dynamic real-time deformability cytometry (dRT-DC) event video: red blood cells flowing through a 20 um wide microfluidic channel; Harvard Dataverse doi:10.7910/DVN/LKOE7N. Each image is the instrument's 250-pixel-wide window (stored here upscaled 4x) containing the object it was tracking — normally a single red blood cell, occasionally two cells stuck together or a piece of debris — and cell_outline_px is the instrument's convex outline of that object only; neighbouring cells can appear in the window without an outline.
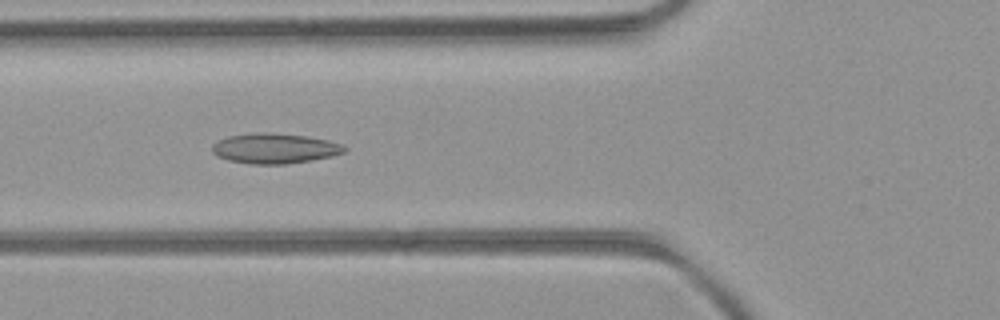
{"species": "common noctule bat (a hibernating species)", "species_latin": "Nyctalus noctula", "temperature_condition": "room temperature", "stored_images_in_passage": 43, "camera_frame_rate_fps": 3000, "um_per_image_px": 0.085, "animal": {"sex": "female", "body_mass_g": 21.9}, "frame": {"image": 1, "passage_image": 13, "time_ms": 4.0, "image_size_px": [1000, 320], "cell_outline_px": [[348, 148], [344, 152], [332, 156], [312, 160], [284, 164], [248, 164], [228, 160], [216, 156], [212, 152], [212, 144], [228, 136], [256, 132], [264, 132], [304, 136], [328, 140], [340, 144]], "centroid_in_image_um": [23.32, 12.62], "position_along_channel_um": 102.5, "area_um2": 23.18}}
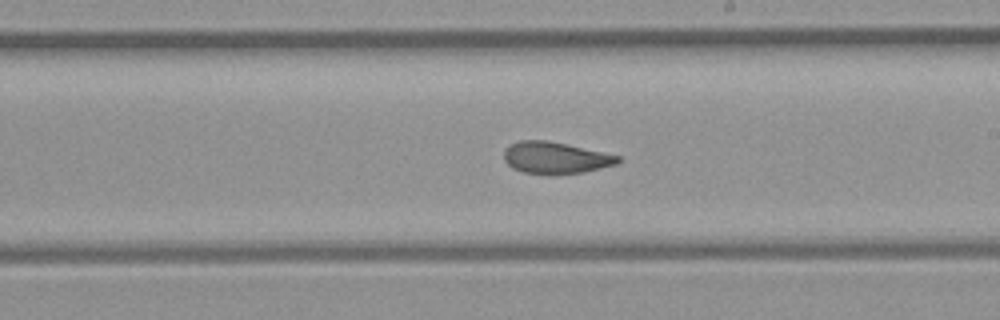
{"frame": {"image": 2, "passage_image": 23, "time_ms": 7.333, "image_size_px": [1000, 320], "cell_outline_px": [[620, 160], [616, 164], [584, 172], [552, 176], [524, 172], [512, 168], [504, 160], [504, 152], [512, 144], [520, 140], [548, 140], [568, 144], [620, 156]], "centroid_in_image_um": [47.21, 13.43], "position_along_channel_um": 241.8, "area_um2": 21.21}}
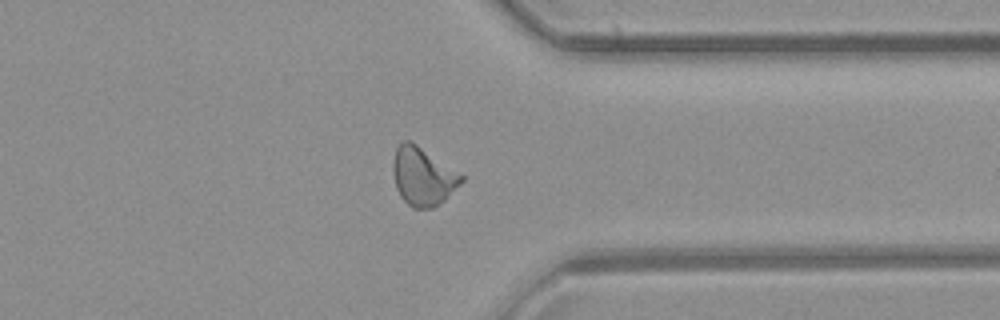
{"frame": {"image": 3, "passage_image": 33, "time_ms": 10.667, "image_size_px": [1000, 320], "cell_outline_px": [[464, 180], [444, 200], [432, 208], [412, 208], [400, 196], [396, 188], [392, 172], [392, 160], [396, 148], [404, 140], [408, 140], [416, 144], [464, 176]], "centroid_in_image_um": [35.91, 15.0], "position_along_channel_um": 375.5, "area_um2": 22.95}, "authors_computed_cell_mechanics": {"area_um2": 22.1374, "velocity_mm_per_s": 4.1732, "shape_relaxation_time_tau1_ms": null, "shape_relaxation_time_tau2_ms": 1.8694, "deformation_change_tau1": null, "deformation_change_tau2": 0.0799}}